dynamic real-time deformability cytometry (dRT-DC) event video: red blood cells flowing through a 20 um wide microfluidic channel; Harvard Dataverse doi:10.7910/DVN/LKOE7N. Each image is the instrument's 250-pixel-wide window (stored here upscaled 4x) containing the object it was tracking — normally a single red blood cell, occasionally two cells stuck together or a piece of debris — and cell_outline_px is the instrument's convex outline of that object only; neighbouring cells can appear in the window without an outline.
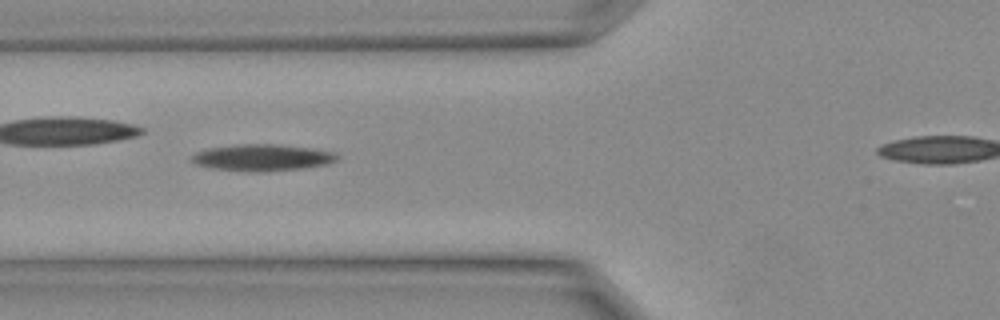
{"species": "Egyptian fruit bat (a non-hibernating species)", "species_latin": "Rousettus aegyptiacus", "temperature_condition": "warm", "stored_images_in_passage": 7, "camera_frame_rate_fps": 3000, "um_per_image_px": 0.085, "animal": {"sex": "female"}, "frame": {"image": 1, "passage_image": 4, "time_ms": 1.0, "image_size_px": [1000, 320], "cell_outline_px": [[340, 156], [336, 160], [324, 164], [304, 168], [260, 172], [244, 172], [208, 168], [196, 164], [192, 160], [192, 156], [196, 152], [208, 148], [236, 144], [280, 144], [312, 148], [332, 152]], "centroid_in_image_um": [22.25, 13.4], "position_along_channel_um": 103.6, "area_um2": 22.72}}